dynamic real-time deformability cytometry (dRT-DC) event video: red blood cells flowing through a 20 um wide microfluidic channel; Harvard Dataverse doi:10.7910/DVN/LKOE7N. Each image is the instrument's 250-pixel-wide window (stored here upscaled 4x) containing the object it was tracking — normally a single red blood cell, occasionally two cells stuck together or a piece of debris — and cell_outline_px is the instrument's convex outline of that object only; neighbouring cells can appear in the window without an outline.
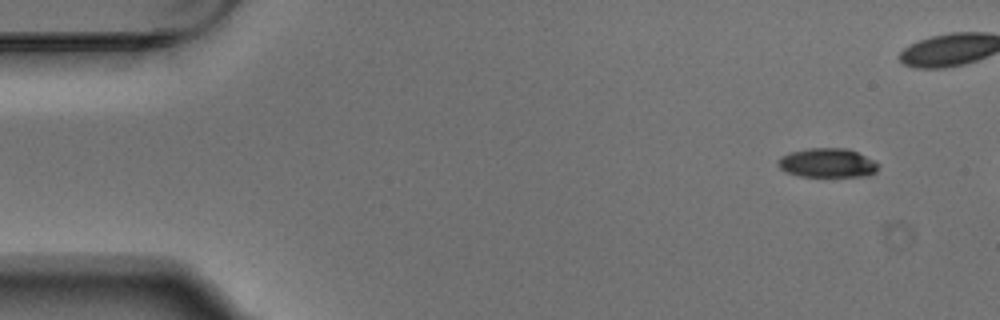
{"species": "Egyptian fruit bat (a non-hibernating species)", "species_latin": "Rousettus aegyptiacus", "temperature_condition": "warm", "stored_images_in_passage": 2, "camera_frame_rate_fps": 3000, "um_per_image_px": 0.085, "animal": {"sex": "male"}, "frame": {"image": 1, "passage_image": 1, "time_ms": 0.0, "image_size_px": [1000, 320], "cell_outline_px": [[876, 172], [868, 176], [800, 176], [784, 172], [776, 164], [776, 160], [780, 156], [792, 152], [808, 148], [848, 148], [872, 160], [876, 164]], "centroid_in_image_um": [70.25, 13.85], "position_along_channel_um": 14.8, "area_um2": 16.94}}